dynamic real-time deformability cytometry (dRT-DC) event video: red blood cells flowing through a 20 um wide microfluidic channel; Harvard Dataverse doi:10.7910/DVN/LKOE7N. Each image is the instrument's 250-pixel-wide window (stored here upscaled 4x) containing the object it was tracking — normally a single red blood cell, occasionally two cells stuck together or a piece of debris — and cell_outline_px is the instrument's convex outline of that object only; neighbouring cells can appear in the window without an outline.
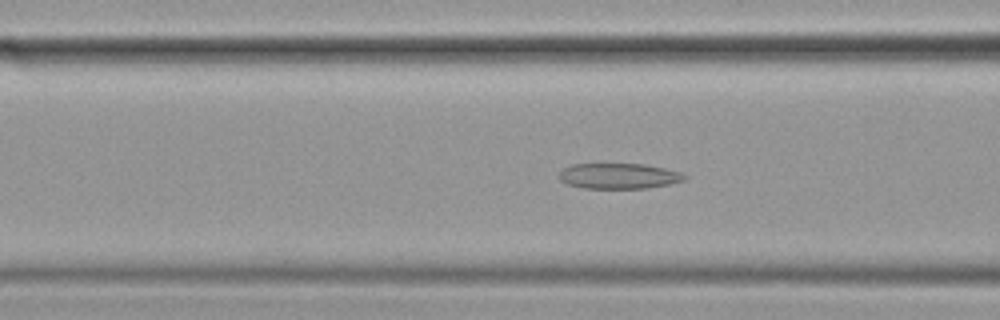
{"species": "common noctule bat (a hibernating species)", "species_latin": "Nyctalus noctula", "temperature_condition": "cold", "stored_images_in_passage": 57, "camera_frame_rate_fps": 3000, "um_per_image_px": 0.085, "animal": {"sex": "female", "body_mass_g": 19.9}, "frame": {"image": 1, "passage_image": 21, "time_ms": 6.667, "image_size_px": [1000, 320], "cell_outline_px": [[688, 176], [684, 180], [668, 184], [648, 188], [584, 188], [568, 184], [560, 180], [560, 172], [564, 168], [572, 164], [644, 164], [664, 168], [680, 172]], "centroid_in_image_um": [52.61, 14.96], "position_along_channel_um": 114.0, "area_um2": 18.5}}
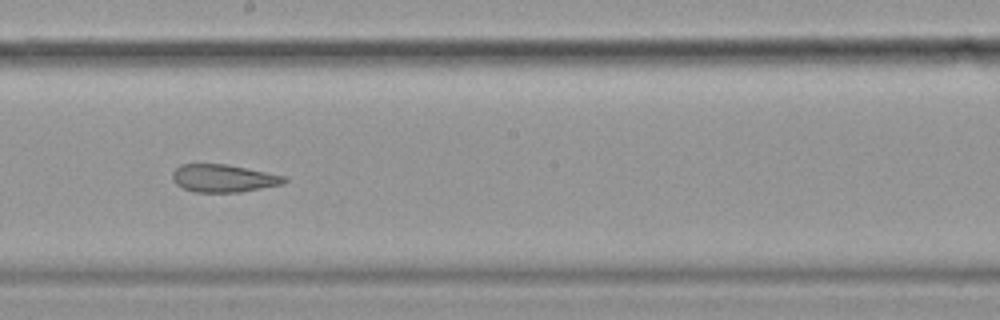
{"frame": {"image": 2, "passage_image": 31, "time_ms": 10.0, "image_size_px": [1000, 320], "cell_outline_px": [[288, 180], [284, 184], [240, 192], [196, 192], [184, 188], [176, 184], [172, 180], [172, 172], [180, 164], [228, 164], [284, 176]], "centroid_in_image_um": [18.98, 15.15], "position_along_channel_um": 229.2, "area_um2": 18.03}}
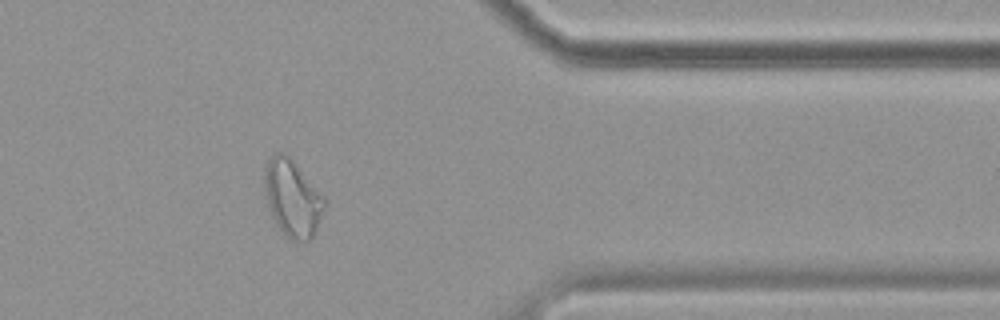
{"frame": {"image": 3, "passage_image": 46, "time_ms": 15.0, "image_size_px": [1000, 320], "cell_outline_px": [[324, 208], [316, 228], [312, 236], [304, 244], [292, 240], [284, 236], [280, 232], [268, 208], [264, 188], [264, 172], [268, 160], [276, 152], [284, 152], [292, 160], [324, 196]], "centroid_in_image_um": [24.82, 16.88], "position_along_channel_um": 386.6, "area_um2": 26.7}, "authors_computed_cell_mechanics": {"area_um2": 23.409, "velocity_mm_per_s": 3.4655, "shape_relaxation_time_tau1_ms": null, "shape_relaxation_time_tau2_ms": 2.8573, "deformation_change_tau1": null, "deformation_change_tau2": 0.1055}}